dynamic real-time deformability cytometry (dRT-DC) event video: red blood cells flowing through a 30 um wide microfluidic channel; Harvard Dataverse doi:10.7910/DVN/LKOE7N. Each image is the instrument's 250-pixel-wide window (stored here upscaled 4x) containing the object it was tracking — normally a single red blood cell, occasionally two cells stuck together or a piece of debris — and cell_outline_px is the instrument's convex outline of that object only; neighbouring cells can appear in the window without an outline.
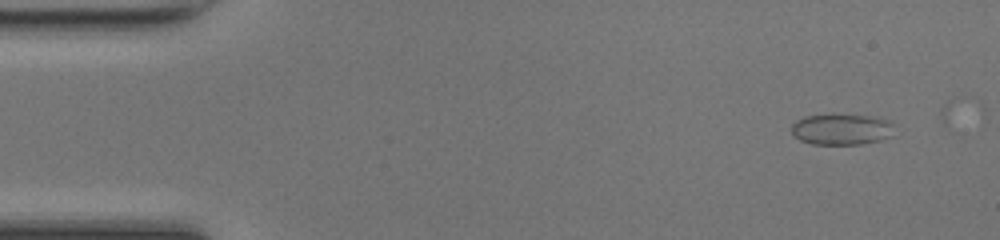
{"species": "common noctule bat (a hibernating species)", "species_latin": "Nyctalus noctula", "temperature_condition": "room temperature", "stored_images_in_passage": 15, "camera_frame_rate_fps": 3000, "um_per_image_px": 0.085, "animal": {"sex": "female", "body_mass_g": 17.0, "forearm_length_mm": 48.0}, "frame": {"image": 1, "passage_image": 3, "time_ms": 0.667, "image_size_px": [1000, 240], "cell_outline_px": [[892, 136], [880, 140], [860, 144], [812, 144], [800, 140], [792, 132], [792, 124], [796, 120], [804, 116], [872, 116], [892, 120]], "centroid_in_image_um": [71.55, 11.01], "position_along_channel_um": 13.4, "area_um2": 18.21}}
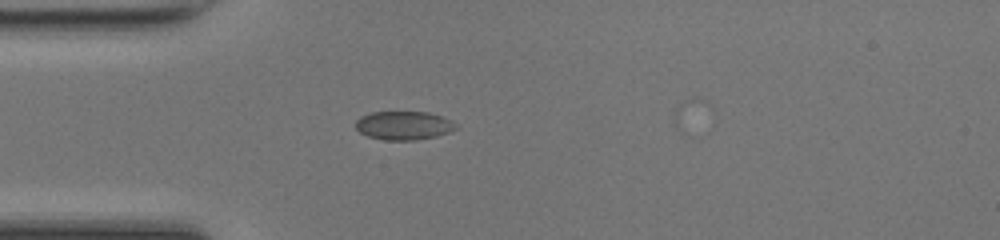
{"frame": {"image": 2, "passage_image": 13, "time_ms": 4.0, "image_size_px": [1000, 240], "cell_outline_px": [[460, 128], [436, 136], [416, 140], [384, 140], [368, 136], [360, 132], [356, 128], [356, 120], [360, 116], [372, 112], [428, 112], [452, 120]], "centroid_in_image_um": [34.33, 10.66], "position_along_channel_um": 50.7, "area_um2": 16.76}}